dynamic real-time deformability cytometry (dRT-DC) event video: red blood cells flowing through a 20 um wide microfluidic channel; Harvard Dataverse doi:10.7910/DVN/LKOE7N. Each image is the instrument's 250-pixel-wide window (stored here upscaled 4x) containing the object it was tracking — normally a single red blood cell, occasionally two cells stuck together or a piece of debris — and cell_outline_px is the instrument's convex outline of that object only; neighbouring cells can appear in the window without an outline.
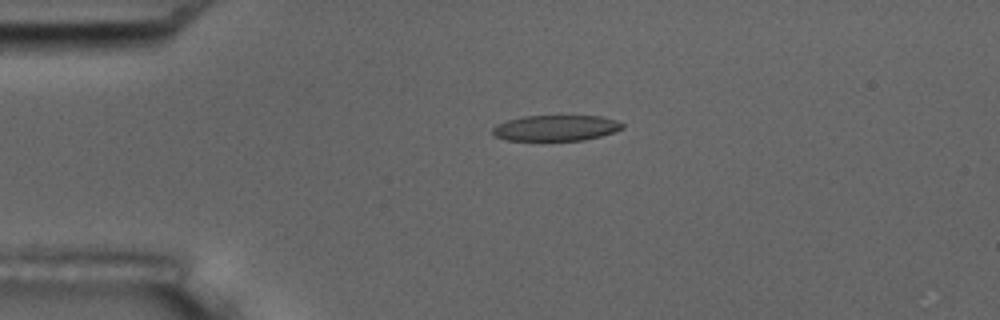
{"species": "common noctule bat (a hibernating species)", "species_latin": "Nyctalus noctula", "temperature_condition": "room temperature", "stored_images_in_passage": 5, "camera_frame_rate_fps": 3000, "um_per_image_px": 0.085, "animal": {"sex": "male", "body_mass_g": 17.5, "forearm_length_mm": 52.3}, "frame": {"image": 1, "passage_image": 4, "time_ms": 3.333, "image_size_px": [1000, 320], "cell_outline_px": [[624, 128], [600, 136], [584, 140], [504, 140], [496, 136], [492, 132], [492, 128], [496, 124], [508, 120], [524, 116], [600, 116], [616, 120], [624, 124]], "centroid_in_image_um": [47.24, 10.87], "position_along_channel_um": 37.8, "area_um2": 19.36}}